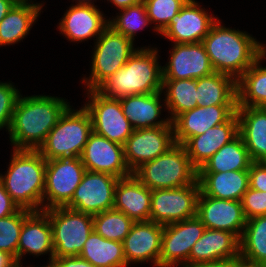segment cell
<instances>
[{"instance_id":"obj_1","label":"cell","mask_w":266,"mask_h":267,"mask_svg":"<svg viewBox=\"0 0 266 267\" xmlns=\"http://www.w3.org/2000/svg\"><path fill=\"white\" fill-rule=\"evenodd\" d=\"M69 106L61 97L20 95L8 129L13 149L38 150Z\"/></svg>"},{"instance_id":"obj_2","label":"cell","mask_w":266,"mask_h":267,"mask_svg":"<svg viewBox=\"0 0 266 267\" xmlns=\"http://www.w3.org/2000/svg\"><path fill=\"white\" fill-rule=\"evenodd\" d=\"M215 72L236 81L263 53V44L248 32L231 29L218 19L202 40Z\"/></svg>"},{"instance_id":"obj_3","label":"cell","mask_w":266,"mask_h":267,"mask_svg":"<svg viewBox=\"0 0 266 267\" xmlns=\"http://www.w3.org/2000/svg\"><path fill=\"white\" fill-rule=\"evenodd\" d=\"M9 168L0 181L11 199L23 209L43 210L46 159L38 150H12Z\"/></svg>"},{"instance_id":"obj_4","label":"cell","mask_w":266,"mask_h":267,"mask_svg":"<svg viewBox=\"0 0 266 267\" xmlns=\"http://www.w3.org/2000/svg\"><path fill=\"white\" fill-rule=\"evenodd\" d=\"M158 49L138 48L127 63L106 79L96 90L111 98L151 94L162 91V66Z\"/></svg>"},{"instance_id":"obj_5","label":"cell","mask_w":266,"mask_h":267,"mask_svg":"<svg viewBox=\"0 0 266 267\" xmlns=\"http://www.w3.org/2000/svg\"><path fill=\"white\" fill-rule=\"evenodd\" d=\"M133 174L149 189L180 188L198 180L183 144L175 143L164 154L143 163Z\"/></svg>"},{"instance_id":"obj_6","label":"cell","mask_w":266,"mask_h":267,"mask_svg":"<svg viewBox=\"0 0 266 267\" xmlns=\"http://www.w3.org/2000/svg\"><path fill=\"white\" fill-rule=\"evenodd\" d=\"M92 132L91 117L85 107L74 110L69 106L38 151L46 160L80 157Z\"/></svg>"},{"instance_id":"obj_7","label":"cell","mask_w":266,"mask_h":267,"mask_svg":"<svg viewBox=\"0 0 266 267\" xmlns=\"http://www.w3.org/2000/svg\"><path fill=\"white\" fill-rule=\"evenodd\" d=\"M133 45L135 44L131 39L108 25L94 42L91 73L89 77L82 79L86 90H96L106 79L122 68L138 49Z\"/></svg>"},{"instance_id":"obj_8","label":"cell","mask_w":266,"mask_h":267,"mask_svg":"<svg viewBox=\"0 0 266 267\" xmlns=\"http://www.w3.org/2000/svg\"><path fill=\"white\" fill-rule=\"evenodd\" d=\"M44 211L51 223L54 257L79 256L93 231V215L66 206Z\"/></svg>"},{"instance_id":"obj_9","label":"cell","mask_w":266,"mask_h":267,"mask_svg":"<svg viewBox=\"0 0 266 267\" xmlns=\"http://www.w3.org/2000/svg\"><path fill=\"white\" fill-rule=\"evenodd\" d=\"M85 172L80 157L46 160L43 210L66 206Z\"/></svg>"},{"instance_id":"obj_10","label":"cell","mask_w":266,"mask_h":267,"mask_svg":"<svg viewBox=\"0 0 266 267\" xmlns=\"http://www.w3.org/2000/svg\"><path fill=\"white\" fill-rule=\"evenodd\" d=\"M86 94L90 100L83 106L91 117L93 132L124 145L134 129L123 114L120 99L104 96L97 90H87Z\"/></svg>"},{"instance_id":"obj_11","label":"cell","mask_w":266,"mask_h":267,"mask_svg":"<svg viewBox=\"0 0 266 267\" xmlns=\"http://www.w3.org/2000/svg\"><path fill=\"white\" fill-rule=\"evenodd\" d=\"M200 185L152 190L150 220L166 225L196 216Z\"/></svg>"},{"instance_id":"obj_12","label":"cell","mask_w":266,"mask_h":267,"mask_svg":"<svg viewBox=\"0 0 266 267\" xmlns=\"http://www.w3.org/2000/svg\"><path fill=\"white\" fill-rule=\"evenodd\" d=\"M205 230L197 216L163 225L159 267H189L192 246Z\"/></svg>"},{"instance_id":"obj_13","label":"cell","mask_w":266,"mask_h":267,"mask_svg":"<svg viewBox=\"0 0 266 267\" xmlns=\"http://www.w3.org/2000/svg\"><path fill=\"white\" fill-rule=\"evenodd\" d=\"M118 180L110 174L86 170L66 207L90 215L113 209Z\"/></svg>"},{"instance_id":"obj_14","label":"cell","mask_w":266,"mask_h":267,"mask_svg":"<svg viewBox=\"0 0 266 267\" xmlns=\"http://www.w3.org/2000/svg\"><path fill=\"white\" fill-rule=\"evenodd\" d=\"M174 144L173 126L135 129L123 145L126 164L133 173L143 163L164 154Z\"/></svg>"},{"instance_id":"obj_15","label":"cell","mask_w":266,"mask_h":267,"mask_svg":"<svg viewBox=\"0 0 266 267\" xmlns=\"http://www.w3.org/2000/svg\"><path fill=\"white\" fill-rule=\"evenodd\" d=\"M205 10L197 1L188 0L160 35L177 44L202 42L218 20Z\"/></svg>"},{"instance_id":"obj_16","label":"cell","mask_w":266,"mask_h":267,"mask_svg":"<svg viewBox=\"0 0 266 267\" xmlns=\"http://www.w3.org/2000/svg\"><path fill=\"white\" fill-rule=\"evenodd\" d=\"M80 158L88 171L106 173L117 178L133 174L125 161L124 146L94 132L89 135Z\"/></svg>"},{"instance_id":"obj_17","label":"cell","mask_w":266,"mask_h":267,"mask_svg":"<svg viewBox=\"0 0 266 267\" xmlns=\"http://www.w3.org/2000/svg\"><path fill=\"white\" fill-rule=\"evenodd\" d=\"M196 216L206 229L228 231L239 240L247 221L241 201L217 199L201 191L197 199Z\"/></svg>"},{"instance_id":"obj_18","label":"cell","mask_w":266,"mask_h":267,"mask_svg":"<svg viewBox=\"0 0 266 267\" xmlns=\"http://www.w3.org/2000/svg\"><path fill=\"white\" fill-rule=\"evenodd\" d=\"M169 62L162 66L163 80L198 79L215 71L202 42L174 43Z\"/></svg>"},{"instance_id":"obj_19","label":"cell","mask_w":266,"mask_h":267,"mask_svg":"<svg viewBox=\"0 0 266 267\" xmlns=\"http://www.w3.org/2000/svg\"><path fill=\"white\" fill-rule=\"evenodd\" d=\"M61 18L57 26L68 41L83 42L96 39L108 26V19L93 2L76 1Z\"/></svg>"},{"instance_id":"obj_20","label":"cell","mask_w":266,"mask_h":267,"mask_svg":"<svg viewBox=\"0 0 266 267\" xmlns=\"http://www.w3.org/2000/svg\"><path fill=\"white\" fill-rule=\"evenodd\" d=\"M236 109L237 105L197 106L181 113L172 121L175 143L184 144L190 137L227 122Z\"/></svg>"},{"instance_id":"obj_21","label":"cell","mask_w":266,"mask_h":267,"mask_svg":"<svg viewBox=\"0 0 266 267\" xmlns=\"http://www.w3.org/2000/svg\"><path fill=\"white\" fill-rule=\"evenodd\" d=\"M162 233L161 224L151 220L135 222L122 241L127 265L151 261L159 267Z\"/></svg>"},{"instance_id":"obj_22","label":"cell","mask_w":266,"mask_h":267,"mask_svg":"<svg viewBox=\"0 0 266 267\" xmlns=\"http://www.w3.org/2000/svg\"><path fill=\"white\" fill-rule=\"evenodd\" d=\"M36 257L49 253V264L54 258V248L52 242V229L49 216L44 210L30 211L23 222L20 232L18 250H17V266L23 267L21 259L28 254Z\"/></svg>"},{"instance_id":"obj_23","label":"cell","mask_w":266,"mask_h":267,"mask_svg":"<svg viewBox=\"0 0 266 267\" xmlns=\"http://www.w3.org/2000/svg\"><path fill=\"white\" fill-rule=\"evenodd\" d=\"M240 257L239 239L228 231L206 229L192 246L189 267Z\"/></svg>"},{"instance_id":"obj_24","label":"cell","mask_w":266,"mask_h":267,"mask_svg":"<svg viewBox=\"0 0 266 267\" xmlns=\"http://www.w3.org/2000/svg\"><path fill=\"white\" fill-rule=\"evenodd\" d=\"M238 135V115L235 113L227 122L208 129L205 133L190 137L183 145L192 164L201 166L222 146Z\"/></svg>"},{"instance_id":"obj_25","label":"cell","mask_w":266,"mask_h":267,"mask_svg":"<svg viewBox=\"0 0 266 267\" xmlns=\"http://www.w3.org/2000/svg\"><path fill=\"white\" fill-rule=\"evenodd\" d=\"M152 190L134 174L119 178L115 189V210L125 213L134 222L150 220Z\"/></svg>"},{"instance_id":"obj_26","label":"cell","mask_w":266,"mask_h":267,"mask_svg":"<svg viewBox=\"0 0 266 267\" xmlns=\"http://www.w3.org/2000/svg\"><path fill=\"white\" fill-rule=\"evenodd\" d=\"M238 134L253 162H266V108L237 106Z\"/></svg>"},{"instance_id":"obj_27","label":"cell","mask_w":266,"mask_h":267,"mask_svg":"<svg viewBox=\"0 0 266 267\" xmlns=\"http://www.w3.org/2000/svg\"><path fill=\"white\" fill-rule=\"evenodd\" d=\"M161 92L124 96L119 98L123 114L133 129L173 126L169 118L159 119L163 110Z\"/></svg>"},{"instance_id":"obj_28","label":"cell","mask_w":266,"mask_h":267,"mask_svg":"<svg viewBox=\"0 0 266 267\" xmlns=\"http://www.w3.org/2000/svg\"><path fill=\"white\" fill-rule=\"evenodd\" d=\"M200 191L209 197L241 201L249 188V170L198 172Z\"/></svg>"},{"instance_id":"obj_29","label":"cell","mask_w":266,"mask_h":267,"mask_svg":"<svg viewBox=\"0 0 266 267\" xmlns=\"http://www.w3.org/2000/svg\"><path fill=\"white\" fill-rule=\"evenodd\" d=\"M43 5L37 2H17L0 21V46L23 41L41 15Z\"/></svg>"},{"instance_id":"obj_30","label":"cell","mask_w":266,"mask_h":267,"mask_svg":"<svg viewBox=\"0 0 266 267\" xmlns=\"http://www.w3.org/2000/svg\"><path fill=\"white\" fill-rule=\"evenodd\" d=\"M197 106L237 105V81L230 75L214 72L197 79Z\"/></svg>"},{"instance_id":"obj_31","label":"cell","mask_w":266,"mask_h":267,"mask_svg":"<svg viewBox=\"0 0 266 267\" xmlns=\"http://www.w3.org/2000/svg\"><path fill=\"white\" fill-rule=\"evenodd\" d=\"M264 58L263 52L237 80V106L266 108V67L260 64Z\"/></svg>"},{"instance_id":"obj_32","label":"cell","mask_w":266,"mask_h":267,"mask_svg":"<svg viewBox=\"0 0 266 267\" xmlns=\"http://www.w3.org/2000/svg\"><path fill=\"white\" fill-rule=\"evenodd\" d=\"M79 257L95 267H128L122 242L105 239L94 230L88 236Z\"/></svg>"},{"instance_id":"obj_33","label":"cell","mask_w":266,"mask_h":267,"mask_svg":"<svg viewBox=\"0 0 266 267\" xmlns=\"http://www.w3.org/2000/svg\"><path fill=\"white\" fill-rule=\"evenodd\" d=\"M248 149L238 134L222 146L198 170V172H228L249 170L252 164Z\"/></svg>"},{"instance_id":"obj_34","label":"cell","mask_w":266,"mask_h":267,"mask_svg":"<svg viewBox=\"0 0 266 267\" xmlns=\"http://www.w3.org/2000/svg\"><path fill=\"white\" fill-rule=\"evenodd\" d=\"M196 88L197 79L163 80L162 93L165 99L162 101L171 122L181 113L197 107Z\"/></svg>"},{"instance_id":"obj_35","label":"cell","mask_w":266,"mask_h":267,"mask_svg":"<svg viewBox=\"0 0 266 267\" xmlns=\"http://www.w3.org/2000/svg\"><path fill=\"white\" fill-rule=\"evenodd\" d=\"M239 243L242 259L266 265V215L246 221Z\"/></svg>"},{"instance_id":"obj_36","label":"cell","mask_w":266,"mask_h":267,"mask_svg":"<svg viewBox=\"0 0 266 267\" xmlns=\"http://www.w3.org/2000/svg\"><path fill=\"white\" fill-rule=\"evenodd\" d=\"M135 222L121 211L110 209L93 215V230L108 240L122 242Z\"/></svg>"},{"instance_id":"obj_37","label":"cell","mask_w":266,"mask_h":267,"mask_svg":"<svg viewBox=\"0 0 266 267\" xmlns=\"http://www.w3.org/2000/svg\"><path fill=\"white\" fill-rule=\"evenodd\" d=\"M118 14L120 15H117L115 18H109L108 25L133 42H135L137 31L151 24L143 2L121 9Z\"/></svg>"},{"instance_id":"obj_38","label":"cell","mask_w":266,"mask_h":267,"mask_svg":"<svg viewBox=\"0 0 266 267\" xmlns=\"http://www.w3.org/2000/svg\"><path fill=\"white\" fill-rule=\"evenodd\" d=\"M30 212L20 208L16 213L0 218V251L10 255L17 264V250L20 232L25 216Z\"/></svg>"},{"instance_id":"obj_39","label":"cell","mask_w":266,"mask_h":267,"mask_svg":"<svg viewBox=\"0 0 266 267\" xmlns=\"http://www.w3.org/2000/svg\"><path fill=\"white\" fill-rule=\"evenodd\" d=\"M188 0H143L154 31L160 34Z\"/></svg>"},{"instance_id":"obj_40","label":"cell","mask_w":266,"mask_h":267,"mask_svg":"<svg viewBox=\"0 0 266 267\" xmlns=\"http://www.w3.org/2000/svg\"><path fill=\"white\" fill-rule=\"evenodd\" d=\"M20 91L11 82H0V129L8 131Z\"/></svg>"},{"instance_id":"obj_41","label":"cell","mask_w":266,"mask_h":267,"mask_svg":"<svg viewBox=\"0 0 266 267\" xmlns=\"http://www.w3.org/2000/svg\"><path fill=\"white\" fill-rule=\"evenodd\" d=\"M241 204L246 220L266 215V192L248 188L244 193Z\"/></svg>"},{"instance_id":"obj_42","label":"cell","mask_w":266,"mask_h":267,"mask_svg":"<svg viewBox=\"0 0 266 267\" xmlns=\"http://www.w3.org/2000/svg\"><path fill=\"white\" fill-rule=\"evenodd\" d=\"M249 187L266 192V162H252L249 169Z\"/></svg>"},{"instance_id":"obj_43","label":"cell","mask_w":266,"mask_h":267,"mask_svg":"<svg viewBox=\"0 0 266 267\" xmlns=\"http://www.w3.org/2000/svg\"><path fill=\"white\" fill-rule=\"evenodd\" d=\"M20 207L11 199L0 181V218L16 213Z\"/></svg>"},{"instance_id":"obj_44","label":"cell","mask_w":266,"mask_h":267,"mask_svg":"<svg viewBox=\"0 0 266 267\" xmlns=\"http://www.w3.org/2000/svg\"><path fill=\"white\" fill-rule=\"evenodd\" d=\"M48 267H95L79 256L54 257Z\"/></svg>"},{"instance_id":"obj_45","label":"cell","mask_w":266,"mask_h":267,"mask_svg":"<svg viewBox=\"0 0 266 267\" xmlns=\"http://www.w3.org/2000/svg\"><path fill=\"white\" fill-rule=\"evenodd\" d=\"M193 267H234V258L202 263V264L195 265Z\"/></svg>"},{"instance_id":"obj_46","label":"cell","mask_w":266,"mask_h":267,"mask_svg":"<svg viewBox=\"0 0 266 267\" xmlns=\"http://www.w3.org/2000/svg\"><path fill=\"white\" fill-rule=\"evenodd\" d=\"M16 3V0H0V21L7 15Z\"/></svg>"},{"instance_id":"obj_47","label":"cell","mask_w":266,"mask_h":267,"mask_svg":"<svg viewBox=\"0 0 266 267\" xmlns=\"http://www.w3.org/2000/svg\"><path fill=\"white\" fill-rule=\"evenodd\" d=\"M0 267H18L15 260L6 252L0 251Z\"/></svg>"},{"instance_id":"obj_48","label":"cell","mask_w":266,"mask_h":267,"mask_svg":"<svg viewBox=\"0 0 266 267\" xmlns=\"http://www.w3.org/2000/svg\"><path fill=\"white\" fill-rule=\"evenodd\" d=\"M108 1L114 4V6L117 7L119 10L143 2V0H108Z\"/></svg>"},{"instance_id":"obj_49","label":"cell","mask_w":266,"mask_h":267,"mask_svg":"<svg viewBox=\"0 0 266 267\" xmlns=\"http://www.w3.org/2000/svg\"><path fill=\"white\" fill-rule=\"evenodd\" d=\"M234 267H266V265L249 262L238 257L234 258Z\"/></svg>"},{"instance_id":"obj_50","label":"cell","mask_w":266,"mask_h":267,"mask_svg":"<svg viewBox=\"0 0 266 267\" xmlns=\"http://www.w3.org/2000/svg\"><path fill=\"white\" fill-rule=\"evenodd\" d=\"M76 2V1H85V2H93V0H73V2ZM94 1H96V0H94Z\"/></svg>"},{"instance_id":"obj_51","label":"cell","mask_w":266,"mask_h":267,"mask_svg":"<svg viewBox=\"0 0 266 267\" xmlns=\"http://www.w3.org/2000/svg\"><path fill=\"white\" fill-rule=\"evenodd\" d=\"M17 2H33L32 0H16Z\"/></svg>"},{"instance_id":"obj_52","label":"cell","mask_w":266,"mask_h":267,"mask_svg":"<svg viewBox=\"0 0 266 267\" xmlns=\"http://www.w3.org/2000/svg\"><path fill=\"white\" fill-rule=\"evenodd\" d=\"M263 52L266 54V46L263 44Z\"/></svg>"}]
</instances>
